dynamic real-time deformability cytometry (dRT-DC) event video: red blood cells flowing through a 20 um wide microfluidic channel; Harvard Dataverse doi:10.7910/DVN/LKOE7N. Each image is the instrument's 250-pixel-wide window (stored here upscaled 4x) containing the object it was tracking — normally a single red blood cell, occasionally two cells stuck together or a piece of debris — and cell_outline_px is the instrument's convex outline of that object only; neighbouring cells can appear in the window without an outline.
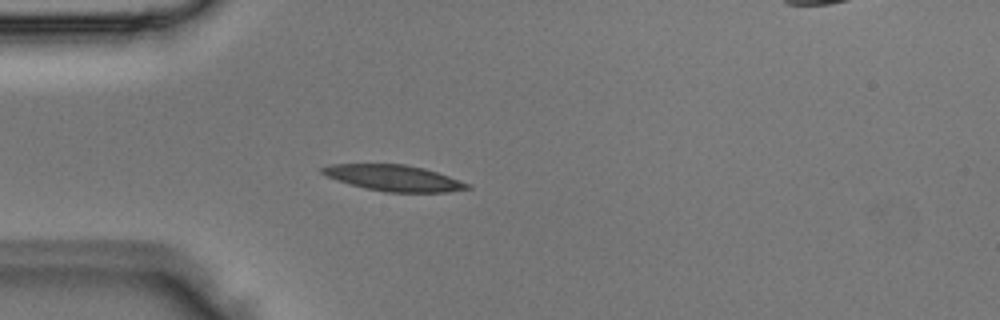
{"species": "Egyptian fruit bat (a non-hibernating species)", "species_latin": "Rousettus aegyptiacus", "temperature_condition": "room temperature", "stored_images_in_passage": 2, "camera_frame_rate_fps": 3000, "um_per_image_px": 0.085, "animal": {"sex": "male"}, "frame": {"image": 1, "passage_image": 2, "time_ms": 0.333, "image_size_px": [1000, 320], "cell_outline_px": [[472, 188], [448, 192], [388, 192], [368, 188], [352, 184], [328, 176], [320, 172], [320, 168], [332, 164], [404, 164], [424, 168], [472, 184]], "centroid_in_image_um": [33.54, 15.12], "position_along_channel_um": 51.5, "area_um2": 21.68}}